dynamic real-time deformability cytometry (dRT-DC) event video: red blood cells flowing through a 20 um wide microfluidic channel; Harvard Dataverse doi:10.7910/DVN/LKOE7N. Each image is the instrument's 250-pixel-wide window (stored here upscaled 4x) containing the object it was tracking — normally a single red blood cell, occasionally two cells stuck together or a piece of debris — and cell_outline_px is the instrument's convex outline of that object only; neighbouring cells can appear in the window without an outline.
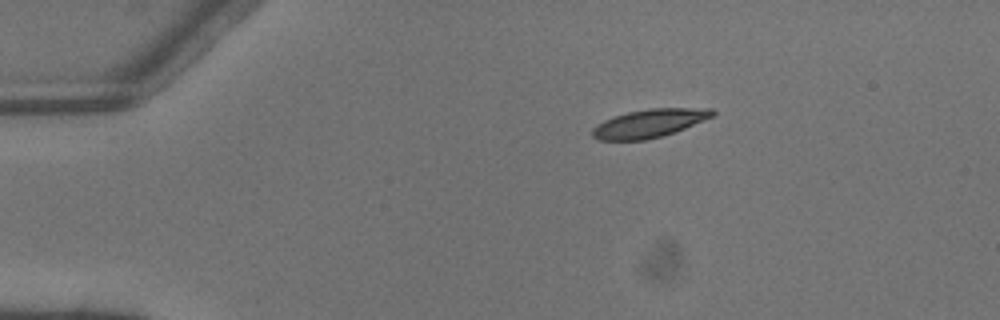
{"species": "common noctule bat (a hibernating species)", "species_latin": "Nyctalus noctula", "temperature_condition": "warm", "stored_images_in_passage": 2, "camera_frame_rate_fps": 3000, "um_per_image_px": 0.085, "animal": {"sex": "male", "body_mass_g": 13.3}, "frame": {"image": 1, "passage_image": 1, "time_ms": 0.0, "image_size_px": [1000, 320], "cell_outline_px": [[716, 116], [664, 136], [644, 140], [596, 140], [592, 136], [592, 128], [596, 124], [612, 116], [628, 112], [648, 108], [712, 108], [716, 112]], "centroid_in_image_um": [55.2, 10.48], "position_along_channel_um": 29.8, "area_um2": 20.11}}